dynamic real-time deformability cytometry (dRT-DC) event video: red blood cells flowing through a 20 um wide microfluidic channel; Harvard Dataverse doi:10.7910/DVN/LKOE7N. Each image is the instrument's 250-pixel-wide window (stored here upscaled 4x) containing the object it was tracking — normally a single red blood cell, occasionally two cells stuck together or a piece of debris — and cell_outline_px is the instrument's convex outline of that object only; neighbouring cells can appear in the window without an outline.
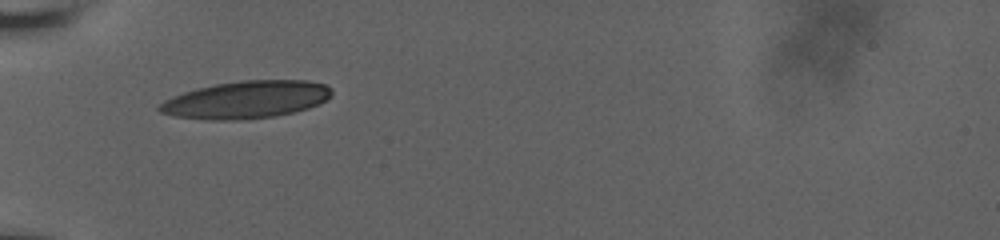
{"species": "human", "species_latin": "Homo sapiens", "temperature_condition": "room temperature", "stored_images_in_passage": 31, "camera_frame_rate_fps": 3000, "um_per_image_px": 0.085, "donor": {"sex": "male"}, "frame": {"image": 1, "passage_image": 1, "time_ms": 0.0, "image_size_px": [1000, 240], "cell_outline_px": [[332, 96], [320, 104], [308, 108], [276, 116], [240, 120], [204, 120], [176, 116], [160, 112], [156, 108], [164, 100], [172, 96], [196, 88], [216, 84], [240, 80], [308, 80], [324, 84], [332, 88]], "centroid_in_image_um": [20.94, 8.47], "position_along_channel_um": 64.1, "area_um2": 37.86}}
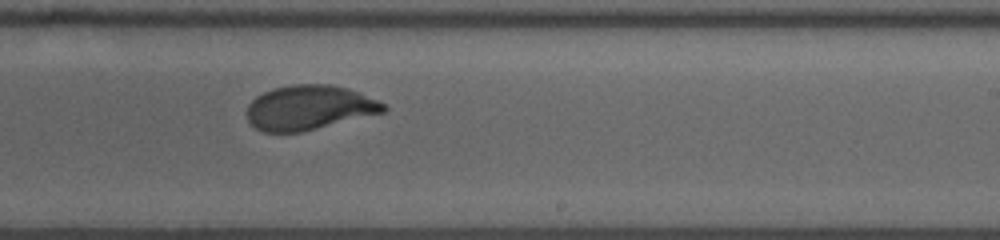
{"frame": {"image": 2, "passage_image": 18, "time_ms": 5.667, "image_size_px": [1000, 240], "cell_outline_px": [[388, 108], [384, 112], [300, 132], [264, 132], [256, 128], [248, 120], [248, 104], [256, 96], [272, 88], [292, 84], [332, 84], [348, 88], [376, 100], [384, 104]], "centroid_in_image_um": [26.26, 9.13], "position_along_channel_um": 262.7, "area_um2": 35.2}}
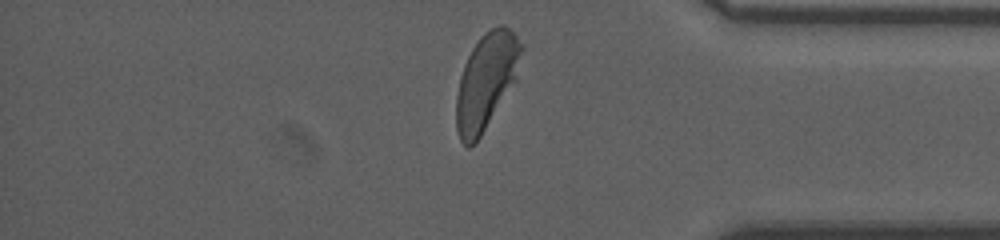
{"frame": {"image": 3, "passage_image": 30, "time_ms": 9.667, "image_size_px": [1000, 240], "cell_outline_px": [[524, 48], [516, 80], [480, 136], [468, 148], [460, 140], [456, 128], [456, 96], [460, 76], [464, 64], [472, 48], [480, 36], [484, 32], [500, 24], [504, 24], [524, 44]], "centroid_in_image_um": [41.34, 6.86], "position_along_channel_um": 393.9, "area_um2": 36.3}, "authors_computed_cell_mechanics": {"area_um2": 36.414, "velocity_mm_per_s": 3.6314, "shape_relaxation_time_tau1_ms": 3.4416, "shape_relaxation_time_tau2_ms": null, "deformation_change_tau1": 0.1739, "deformation_change_tau2": null}}